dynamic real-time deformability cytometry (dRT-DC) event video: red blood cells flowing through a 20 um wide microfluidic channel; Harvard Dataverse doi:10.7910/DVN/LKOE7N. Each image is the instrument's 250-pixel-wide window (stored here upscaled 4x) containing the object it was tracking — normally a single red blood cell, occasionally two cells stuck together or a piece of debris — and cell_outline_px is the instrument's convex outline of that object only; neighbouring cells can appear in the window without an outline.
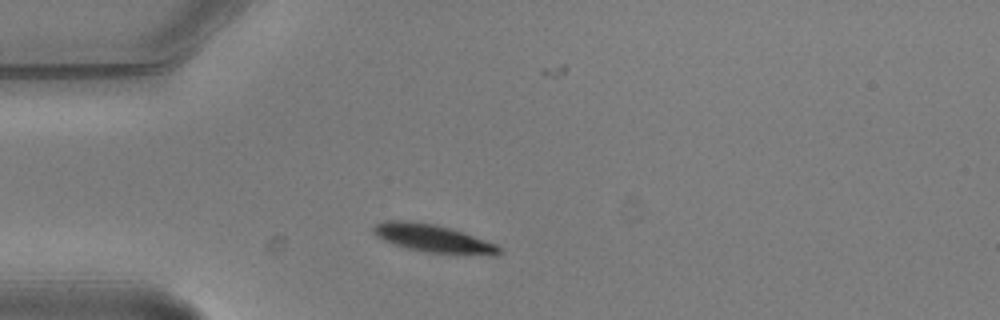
{"species": "common noctule bat (a hibernating species)", "species_latin": "Nyctalus noctula", "temperature_condition": "warm", "stored_images_in_passage": 4, "camera_frame_rate_fps": 3000, "um_per_image_px": 0.085, "animal": {"sex": "male", "body_mass_g": 20.5, "forearm_length_mm": 52.5}, "frame": {"image": 1, "passage_image": 1, "time_ms": 0.0, "image_size_px": [1000, 320], "cell_outline_px": [[500, 252], [424, 252], [408, 248], [384, 240], [376, 236], [372, 232], [372, 228], [376, 224], [384, 220], [408, 220], [436, 224], [496, 244], [500, 248]], "centroid_in_image_um": [36.57, 20.19], "position_along_channel_um": 48.4, "area_um2": 19.13}}
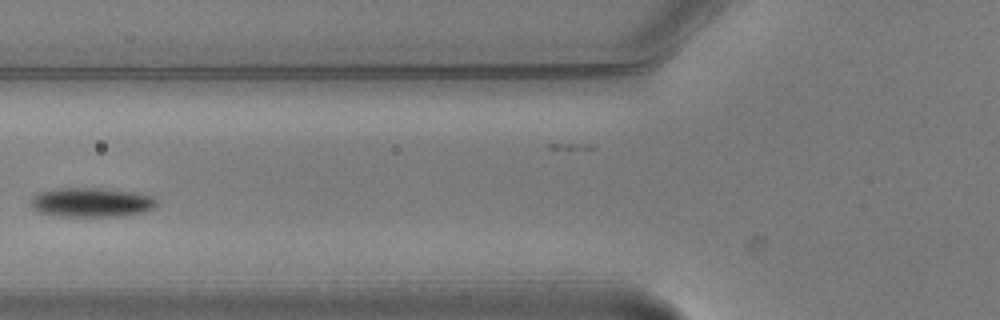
{"frame": {"image": 2, "passage_image": 3, "time_ms": 0.667, "image_size_px": [1000, 320], "cell_outline_px": [[156, 204], [152, 208], [140, 212], [124, 216], [60, 216], [40, 212], [32, 204], [32, 196], [40, 192], [52, 188], [100, 188], [136, 192], [152, 196], [156, 200]], "centroid_in_image_um": [7.78, 17.18], "position_along_channel_um": 118.0, "area_um2": 21.27}}
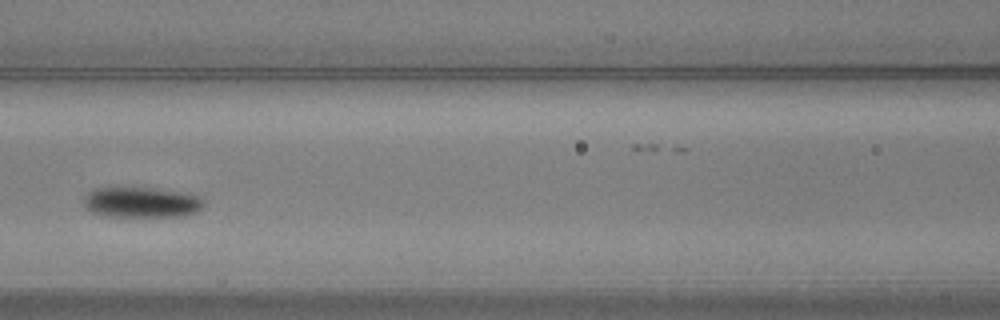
{"frame": {"image": 3, "passage_image": 4, "time_ms": 1.0, "image_size_px": [1000, 320], "cell_outline_px": [[204, 204], [196, 212], [184, 216], [104, 216], [92, 212], [84, 204], [84, 196], [92, 188], [132, 184], [156, 188], [196, 196], [204, 200]], "centroid_in_image_um": [11.93, 17.14], "position_along_channel_um": 154.7, "area_um2": 21.96}}